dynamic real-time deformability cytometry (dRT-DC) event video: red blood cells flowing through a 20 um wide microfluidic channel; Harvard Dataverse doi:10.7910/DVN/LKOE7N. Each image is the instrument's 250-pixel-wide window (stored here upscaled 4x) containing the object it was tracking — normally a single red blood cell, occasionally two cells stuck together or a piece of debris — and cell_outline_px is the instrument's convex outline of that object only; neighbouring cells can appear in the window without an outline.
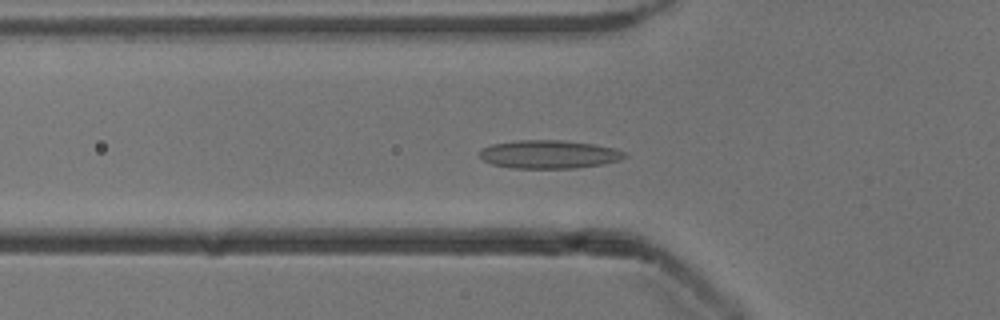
{"species": "common noctule bat (a hibernating species)", "species_latin": "Nyctalus noctula", "temperature_condition": "cold", "stored_images_in_passage": 27, "camera_frame_rate_fps": 3000, "um_per_image_px": 0.085, "animal": {"sex": "male", "body_mass_g": 13.3}, "frame": {"image": 1, "passage_image": 13, "time_ms": 4.0, "image_size_px": [1000, 320], "cell_outline_px": [[628, 156], [620, 160], [604, 164], [576, 168], [512, 168], [492, 164], [484, 160], [480, 156], [480, 152], [484, 148], [492, 144], [516, 140], [564, 140], [592, 144], [616, 148], [624, 152]], "centroid_in_image_um": [46.71, 13.12], "position_along_channel_um": 79.1, "area_um2": 23.93}}
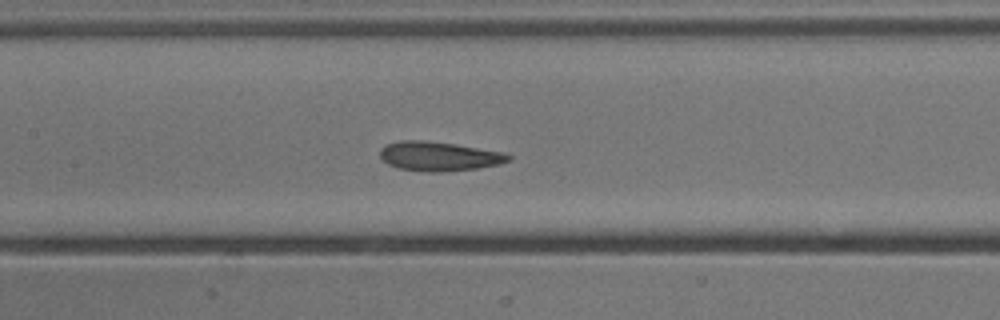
{"frame": {"image": 2, "passage_image": 20, "time_ms": 6.333, "image_size_px": [1000, 320], "cell_outline_px": [[512, 160], [500, 164], [476, 168], [440, 172], [428, 172], [400, 168], [388, 164], [380, 156], [380, 148], [384, 144], [400, 140], [420, 140], [452, 144], [504, 152], [512, 156]], "centroid_in_image_um": [37.31, 13.28], "position_along_channel_um": 170.1, "area_um2": 21.79}}
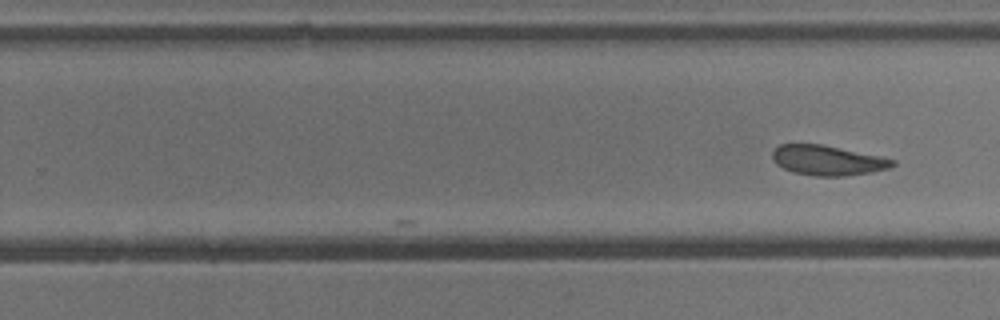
{"frame": {"image": 3, "passage_image": 27, "time_ms": 8.667, "image_size_px": [1000, 320], "cell_outline_px": [[896, 164], [892, 168], [872, 172], [844, 176], [816, 176], [792, 172], [776, 164], [772, 160], [772, 152], [780, 144], [820, 144], [880, 156], [896, 160]], "centroid_in_image_um": [70.36, 13.64], "position_along_channel_um": 259.4, "area_um2": 20.98}}